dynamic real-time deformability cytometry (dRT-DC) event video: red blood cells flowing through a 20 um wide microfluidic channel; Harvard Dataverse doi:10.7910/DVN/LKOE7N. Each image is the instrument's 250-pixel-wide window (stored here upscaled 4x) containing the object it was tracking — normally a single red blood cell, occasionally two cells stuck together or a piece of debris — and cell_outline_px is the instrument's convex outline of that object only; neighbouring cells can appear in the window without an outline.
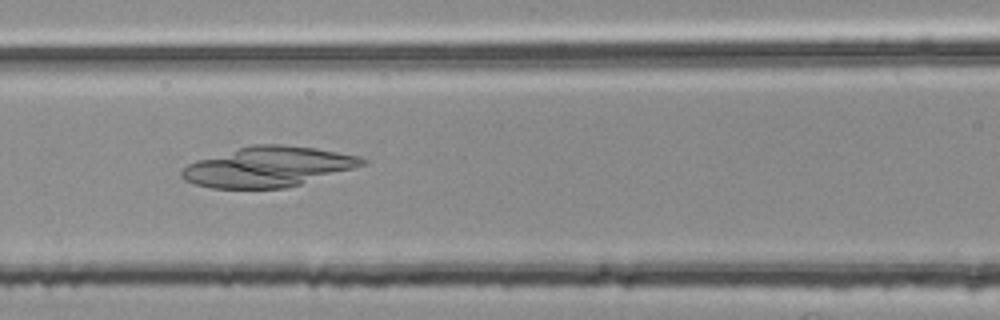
{"species": "common noctule bat (a hibernating species)", "species_latin": "Nyctalus noctula", "temperature_condition": "room temperature", "stored_images_in_passage": 48, "camera_frame_rate_fps": 3000, "um_per_image_px": 0.085, "animal": {"sex": "female", "body_mass_g": 25.1}, "frame": {"image": 1, "passage_image": 18, "time_ms": 5.667, "image_size_px": [1000, 320], "cell_outline_px": [[368, 164], [300, 184], [284, 188], [212, 188], [196, 184], [184, 180], [180, 176], [180, 172], [188, 164], [196, 160], [252, 144], [284, 144], [316, 148], [360, 156], [368, 160]], "centroid_in_image_um": [22.8, 14.17], "position_along_channel_um": 143.8, "area_um2": 42.14}}
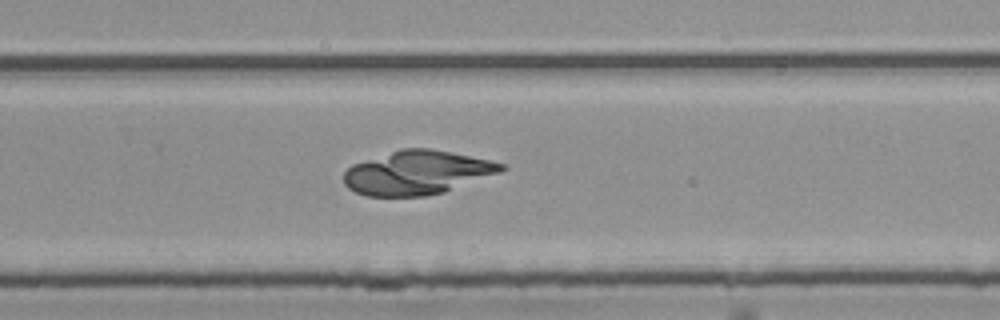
{"frame": {"image": 2, "passage_image": 30, "time_ms": 9.667, "image_size_px": [1000, 320], "cell_outline_px": [[508, 168], [500, 172], [444, 192], [424, 196], [368, 196], [356, 192], [348, 188], [344, 184], [344, 172], [352, 164], [400, 148], [428, 148], [452, 152], [488, 160], [504, 164]], "centroid_in_image_um": [35.43, 14.67], "position_along_channel_um": 294.4, "area_um2": 40.11}}
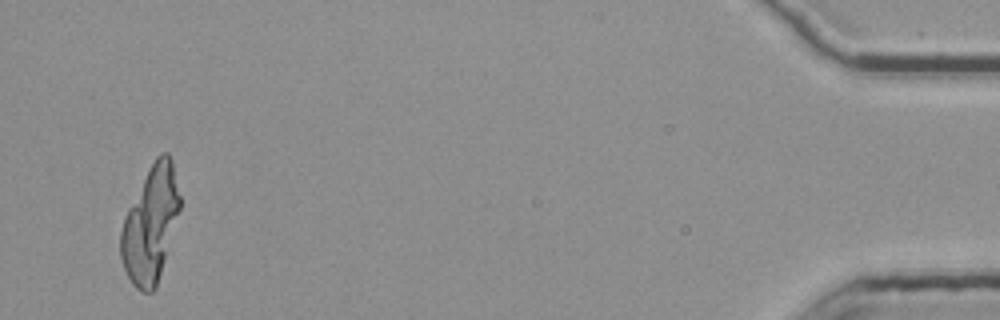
{"frame": {"image": 3, "passage_image": 47, "time_ms": 15.333, "image_size_px": [1000, 320], "cell_outline_px": [[180, 208], [156, 288], [152, 292], [144, 292], [136, 288], [132, 284], [124, 268], [120, 256], [120, 232], [124, 216], [128, 208], [156, 156], [160, 152], [168, 152], [172, 160], [180, 196]], "centroid_in_image_um": [12.78, 19.08], "position_along_channel_um": 422.4, "area_um2": 39.36}}